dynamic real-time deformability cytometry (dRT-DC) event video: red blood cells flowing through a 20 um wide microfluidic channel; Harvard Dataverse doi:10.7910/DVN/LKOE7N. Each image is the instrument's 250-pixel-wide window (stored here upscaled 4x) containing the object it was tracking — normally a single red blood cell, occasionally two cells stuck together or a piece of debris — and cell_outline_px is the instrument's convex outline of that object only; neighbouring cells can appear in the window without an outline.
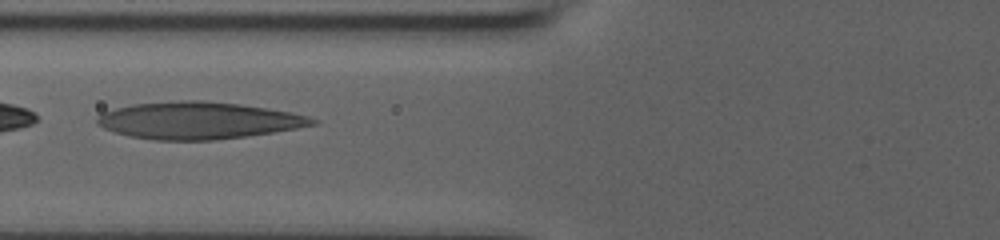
{"species": "human", "species_latin": "Homo sapiens", "temperature_condition": "room temperature", "stored_images_in_passage": 45, "camera_frame_rate_fps": 3000, "um_per_image_px": 0.085, "donor": {"sex": "male"}, "frame": {"image": 1, "passage_image": 12, "time_ms": 3.667, "image_size_px": [1000, 240], "cell_outline_px": [[320, 120], [316, 124], [296, 128], [272, 132], [244, 136], [212, 140], [156, 140], [132, 136], [116, 132], [104, 128], [96, 124], [96, 120], [104, 112], [116, 108], [132, 104], [184, 100], [200, 100], [240, 104], [268, 108], [308, 116]], "centroid_in_image_um": [16.87, 10.23], "position_along_channel_um": 108.9, "area_um2": 46.01}}
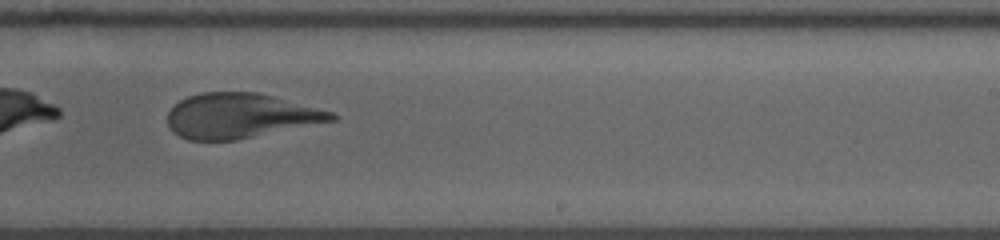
{"frame": {"image": 2, "passage_image": 25, "time_ms": 8.0, "image_size_px": [1000, 240], "cell_outline_px": [[336, 120], [236, 140], [188, 140], [172, 132], [168, 124], [168, 112], [180, 100], [188, 96], [200, 92], [256, 92], [272, 96], [332, 112], [336, 116]], "centroid_in_image_um": [20.37, 9.85], "position_along_channel_um": 268.6, "area_um2": 42.43}}
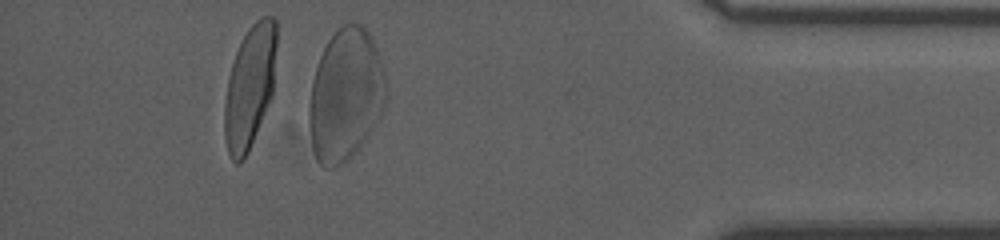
{"frame": {"image": 3, "passage_image": 39, "time_ms": 12.667, "image_size_px": [1000, 240], "cell_outline_px": [[388, 96], [384, 108], [360, 148], [356, 152], [340, 164], [332, 168], [324, 168], [316, 160], [312, 148], [308, 120], [308, 112], [312, 84], [316, 68], [320, 56], [328, 40], [344, 24], [360, 24], [372, 36], [384, 68], [388, 84]], "centroid_in_image_um": [29.39, 8.09], "position_along_channel_um": 405.8, "area_um2": 59.48}, "authors_computed_cell_mechanics": {"area_um2": 46.2978, "velocity_mm_per_s": 3.6853, "shape_relaxation_time_tau1_ms": 2.9567, "shape_relaxation_time_tau2_ms": 1.2796, "deformation_change_tau1": 0.3393, "deformation_change_tau2": 0.0908}}